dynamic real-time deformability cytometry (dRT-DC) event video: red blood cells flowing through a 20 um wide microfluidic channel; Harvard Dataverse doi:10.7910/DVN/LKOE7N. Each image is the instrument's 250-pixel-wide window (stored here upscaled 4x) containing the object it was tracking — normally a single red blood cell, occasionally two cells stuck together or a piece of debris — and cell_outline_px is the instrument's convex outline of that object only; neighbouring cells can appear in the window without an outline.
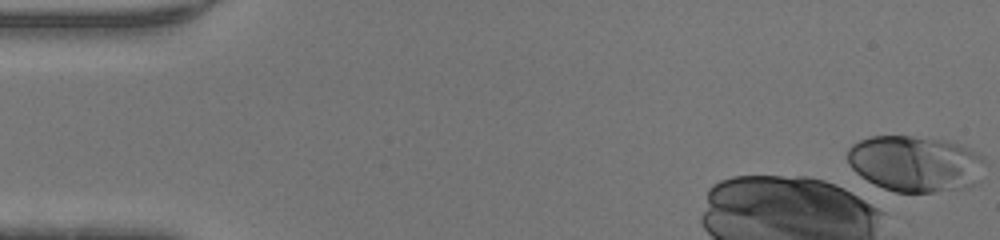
{"species": "human", "species_latin": "Homo sapiens", "temperature_condition": "warm", "stored_images_in_passage": 3, "camera_frame_rate_fps": 3000, "um_per_image_px": 0.085, "donor": {"sex": "male"}, "frame": {"image": 1, "passage_image": 1, "time_ms": 0.0, "image_size_px": [1000, 240], "cell_outline_px": [[984, 160], [980, 184], [968, 188], [932, 192], [896, 192], [884, 188], [860, 176], [848, 164], [848, 148], [852, 144], [860, 140], [872, 136], [912, 136], [944, 140], [960, 144], [984, 156]], "centroid_in_image_um": [77.84, 13.92], "position_along_channel_um": 7.2, "area_um2": 45.2}}